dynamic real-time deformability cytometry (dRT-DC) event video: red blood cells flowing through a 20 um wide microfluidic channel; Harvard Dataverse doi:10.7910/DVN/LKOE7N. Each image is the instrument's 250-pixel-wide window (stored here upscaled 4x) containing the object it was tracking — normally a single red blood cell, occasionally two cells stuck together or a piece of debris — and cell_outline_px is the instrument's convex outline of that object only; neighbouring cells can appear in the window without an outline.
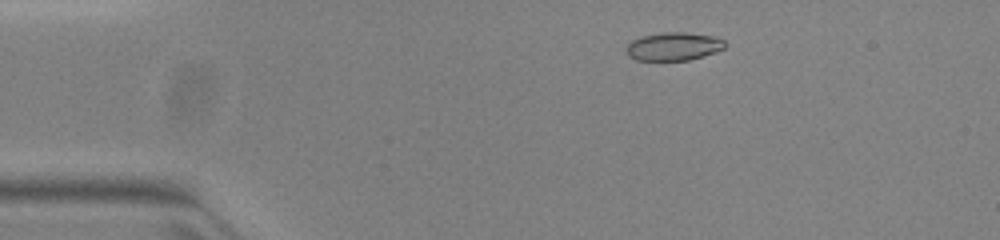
{"species": "common noctule bat (a hibernating species)", "species_latin": "Nyctalus noctula", "temperature_condition": "warm", "stored_images_in_passage": 51, "camera_frame_rate_fps": 3000, "um_per_image_px": 0.085, "animal": {"sex": "female", "body_mass_g": 23.0, "forearm_length_mm": 53.4}, "frame": {"image": 1, "passage_image": 8, "time_ms": 2.333, "image_size_px": [1000, 240], "cell_outline_px": [[728, 44], [724, 48], [716, 52], [704, 56], [688, 60], [636, 60], [628, 56], [624, 52], [624, 48], [632, 40], [640, 36], [664, 32], [684, 32], [712, 36], [724, 40]], "centroid_in_image_um": [57.23, 3.95], "position_along_channel_um": 27.8, "area_um2": 16.42}}
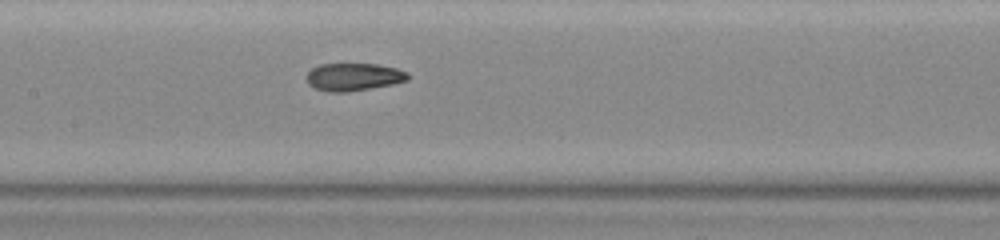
{"frame": {"image": 2, "passage_image": 24, "time_ms": 7.667, "image_size_px": [1000, 240], "cell_outline_px": [[408, 80], [392, 84], [348, 92], [328, 92], [316, 88], [308, 84], [308, 72], [312, 68], [320, 64], [376, 64], [396, 68], [408, 72]], "centroid_in_image_um": [30.06, 6.54], "position_along_channel_um": 177.3, "area_um2": 16.18}}
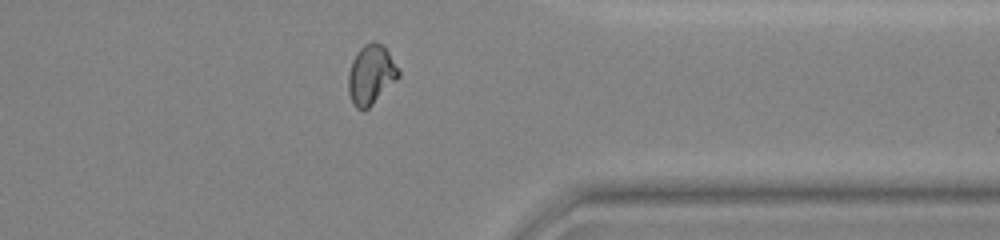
{"frame": {"image": 3, "passage_image": 40, "time_ms": 13.0, "image_size_px": [1000, 240], "cell_outline_px": [[400, 76], [364, 112], [356, 108], [352, 104], [348, 92], [348, 72], [352, 60], [356, 52], [364, 44], [372, 40], [384, 44], [400, 72]], "centroid_in_image_um": [31.51, 6.33], "position_along_channel_um": 379.9, "area_um2": 17.63}, "authors_computed_cell_mechanics": {"area_um2": 16.6464, "velocity_mm_per_s": 3.9714, "shape_relaxation_time_tau1_ms": null, "shape_relaxation_time_tau2_ms": 1.8908, "deformation_change_tau1": null, "deformation_change_tau2": 0.0691}}